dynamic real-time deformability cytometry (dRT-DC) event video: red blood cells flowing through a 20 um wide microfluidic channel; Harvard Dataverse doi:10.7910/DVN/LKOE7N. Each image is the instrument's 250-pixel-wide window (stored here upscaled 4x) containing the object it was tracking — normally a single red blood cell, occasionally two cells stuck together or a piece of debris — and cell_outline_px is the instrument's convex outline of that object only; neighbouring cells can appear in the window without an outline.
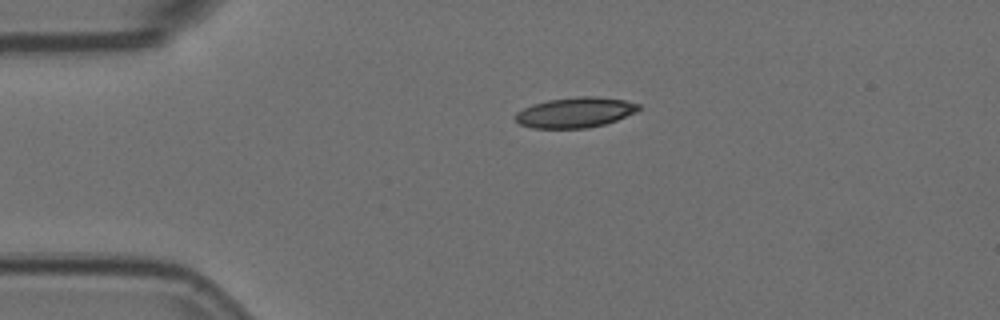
{"species": "Egyptian fruit bat (a non-hibernating species)", "species_latin": "Rousettus aegyptiacus", "temperature_condition": "room temperature", "stored_images_in_passage": 2, "camera_frame_rate_fps": 3000, "um_per_image_px": 0.085, "animal": {"sex": "female"}, "frame": {"image": 1, "passage_image": 1, "time_ms": 0.0, "image_size_px": [1000, 320], "cell_outline_px": [[644, 108], [636, 112], [616, 120], [604, 124], [588, 128], [532, 128], [520, 124], [512, 116], [516, 112], [532, 104], [548, 100], [576, 96], [596, 96], [624, 100], [640, 104]], "centroid_in_image_um": [48.9, 9.55], "position_along_channel_um": 36.1, "area_um2": 21.96}}